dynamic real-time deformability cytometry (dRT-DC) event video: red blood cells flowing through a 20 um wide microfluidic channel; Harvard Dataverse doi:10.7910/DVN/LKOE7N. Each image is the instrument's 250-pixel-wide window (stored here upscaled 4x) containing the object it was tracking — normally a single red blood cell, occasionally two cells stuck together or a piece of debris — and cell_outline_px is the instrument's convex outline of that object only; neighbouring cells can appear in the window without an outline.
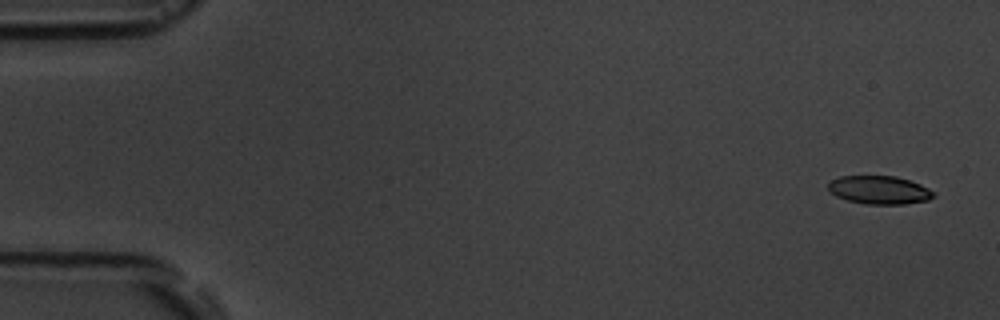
{"species": "common noctule bat (a hibernating species)", "species_latin": "Nyctalus noctula", "temperature_condition": "room temperature", "stored_images_in_passage": 5, "camera_frame_rate_fps": 3000, "um_per_image_px": 0.085, "animal": {"sex": "male", "body_mass_g": 19.5, "forearm_length_mm": 54.6}, "frame": {"image": 1, "passage_image": 1, "time_ms": 0.0, "image_size_px": [1000, 320], "cell_outline_px": [[936, 196], [928, 200], [904, 204], [864, 204], [848, 200], [836, 196], [828, 192], [828, 184], [832, 180], [840, 176], [896, 176], [920, 184], [936, 192]], "centroid_in_image_um": [74.75, 16.15], "position_along_channel_um": 10.2, "area_um2": 17.46}}
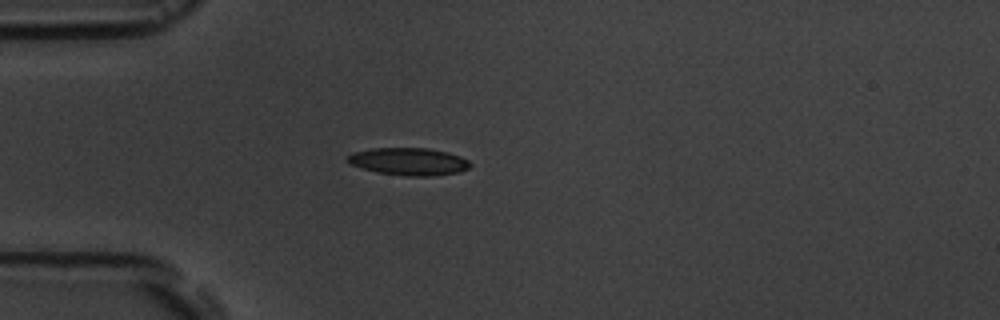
{"frame": {"image": 2, "passage_image": 5, "time_ms": 4.333, "image_size_px": [1000, 320], "cell_outline_px": [[472, 164], [468, 168], [460, 172], [428, 176], [408, 176], [380, 172], [364, 168], [352, 164], [348, 160], [348, 156], [356, 152], [372, 148], [428, 148], [448, 152], [460, 156], [468, 160]], "centroid_in_image_um": [34.82, 13.72], "position_along_channel_um": 50.2, "area_um2": 19.25}}